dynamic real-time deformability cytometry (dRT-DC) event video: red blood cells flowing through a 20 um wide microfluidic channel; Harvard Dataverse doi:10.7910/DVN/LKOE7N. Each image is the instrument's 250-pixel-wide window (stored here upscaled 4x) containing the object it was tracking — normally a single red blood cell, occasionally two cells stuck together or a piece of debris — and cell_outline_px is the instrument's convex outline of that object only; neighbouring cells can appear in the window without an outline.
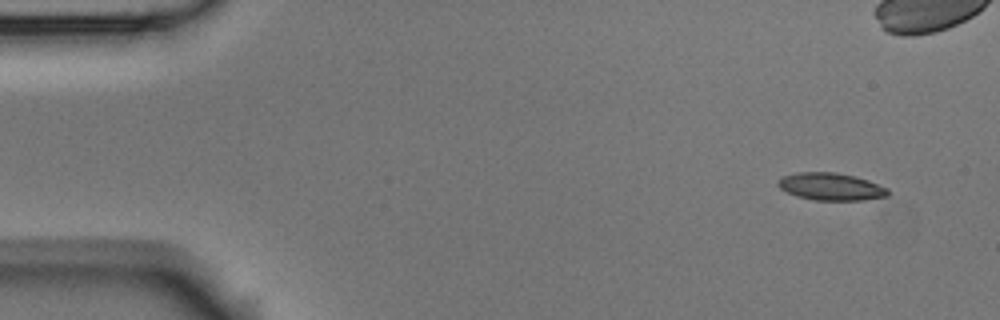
{"species": "Egyptian fruit bat (a non-hibernating species)", "species_latin": "Rousettus aegyptiacus", "temperature_condition": "room temperature", "stored_images_in_passage": 10, "segment_of_instrument_passage": [1, 2], "camera_frame_rate_fps": 3000, "um_per_image_px": 0.085, "animal": {"sex": "male"}, "frame": {"image": 1, "passage_image": 1, "time_ms": 0.0, "image_size_px": [1000, 320], "cell_outline_px": [[888, 196], [864, 200], [816, 200], [796, 196], [780, 188], [776, 184], [776, 180], [784, 176], [796, 172], [836, 172], [868, 180], [888, 188]], "centroid_in_image_um": [70.61, 15.86], "position_along_channel_um": 14.4, "area_um2": 17.51}}